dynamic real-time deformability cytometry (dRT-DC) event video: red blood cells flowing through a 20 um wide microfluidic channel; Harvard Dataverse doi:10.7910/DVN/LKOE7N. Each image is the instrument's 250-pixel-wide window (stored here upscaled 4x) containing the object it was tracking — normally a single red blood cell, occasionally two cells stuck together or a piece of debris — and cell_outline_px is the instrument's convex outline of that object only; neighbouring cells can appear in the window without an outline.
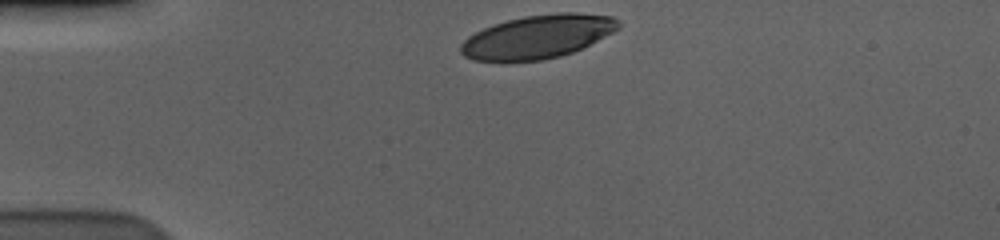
{"species": "human", "species_latin": "Homo sapiens", "temperature_condition": "cold", "stored_images_in_passage": 35, "camera_frame_rate_fps": 3000, "um_per_image_px": 0.085, "donor": {"sex": "male"}, "frame": {"image": 1, "passage_image": 1, "time_ms": 0.0, "image_size_px": [1000, 240], "cell_outline_px": [[620, 28], [572, 52], [560, 56], [544, 60], [504, 64], [472, 60], [464, 56], [460, 52], [460, 44], [468, 36], [492, 24], [524, 16], [560, 12], [576, 12], [612, 16], [620, 24]], "centroid_in_image_um": [45.61, 3.16], "position_along_channel_um": 39.4, "area_um2": 40.46}}
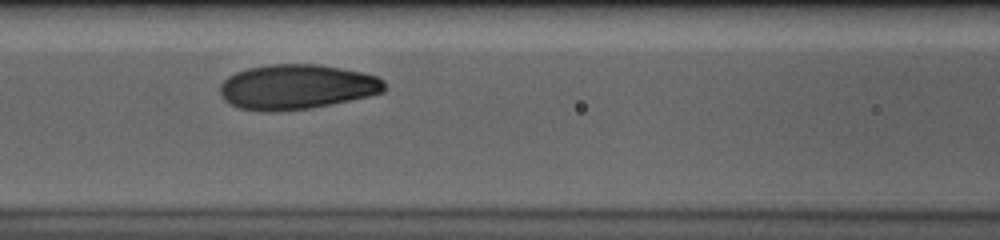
{"frame": {"image": 2, "passage_image": 13, "time_ms": 4.0, "image_size_px": [1000, 240], "cell_outline_px": [[388, 88], [384, 92], [368, 96], [312, 108], [280, 112], [260, 112], [240, 108], [224, 100], [220, 96], [220, 84], [228, 76], [236, 72], [248, 68], [272, 64], [320, 64], [360, 72], [376, 76], [384, 80]], "centroid_in_image_um": [25.21, 7.4], "position_along_channel_um": 141.4, "area_um2": 43.35}}
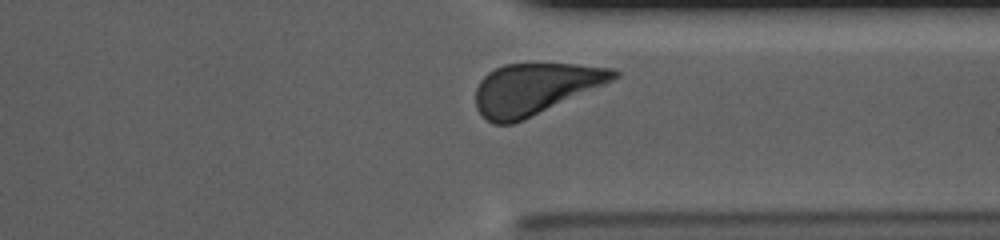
{"frame": {"image": 3, "passage_image": 32, "time_ms": 10.333, "image_size_px": [1000, 240], "cell_outline_px": [[620, 76], [604, 84], [524, 120], [512, 124], [492, 124], [476, 108], [476, 88], [480, 80], [488, 72], [504, 64], [576, 64], [612, 68], [620, 72]], "centroid_in_image_um": [45.45, 7.55], "position_along_channel_um": 365.9, "area_um2": 40.92}, "authors_computed_cell_mechanics": {"area_um2": 42.1362, "velocity_mm_per_s": 3.5509, "shape_relaxation_time_tau1_ms": 2.804, "shape_relaxation_time_tau2_ms": null, "deformation_change_tau1": 0.1398, "deformation_change_tau2": null}}